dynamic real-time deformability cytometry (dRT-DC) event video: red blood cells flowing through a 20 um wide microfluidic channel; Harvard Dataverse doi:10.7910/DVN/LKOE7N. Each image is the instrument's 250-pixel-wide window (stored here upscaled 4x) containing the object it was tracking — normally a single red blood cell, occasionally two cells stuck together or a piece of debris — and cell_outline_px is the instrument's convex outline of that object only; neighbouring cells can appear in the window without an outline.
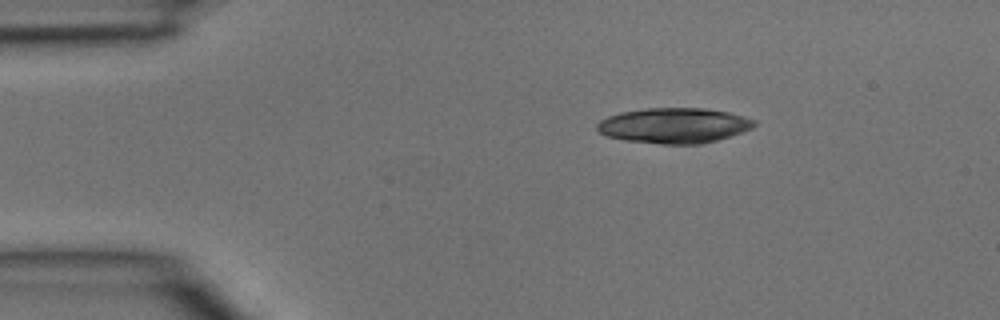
{"species": "common noctule bat (a hibernating species)", "species_latin": "Nyctalus noctula", "temperature_condition": "room temperature", "stored_images_in_passage": 5, "camera_frame_rate_fps": 3000, "um_per_image_px": 0.085, "animal": {"sex": "male", "body_mass_g": 15.6}, "frame": {"image": 1, "passage_image": 5, "time_ms": 1.333, "image_size_px": [1000, 320], "cell_outline_px": [[756, 124], [752, 128], [744, 132], [732, 136], [700, 144], [660, 144], [624, 140], [608, 136], [600, 132], [596, 128], [596, 124], [600, 120], [608, 116], [620, 112], [648, 108], [704, 108], [728, 112], [744, 116], [756, 120]], "centroid_in_image_um": [57.31, 10.67], "position_along_channel_um": 27.7, "area_um2": 32.48}}